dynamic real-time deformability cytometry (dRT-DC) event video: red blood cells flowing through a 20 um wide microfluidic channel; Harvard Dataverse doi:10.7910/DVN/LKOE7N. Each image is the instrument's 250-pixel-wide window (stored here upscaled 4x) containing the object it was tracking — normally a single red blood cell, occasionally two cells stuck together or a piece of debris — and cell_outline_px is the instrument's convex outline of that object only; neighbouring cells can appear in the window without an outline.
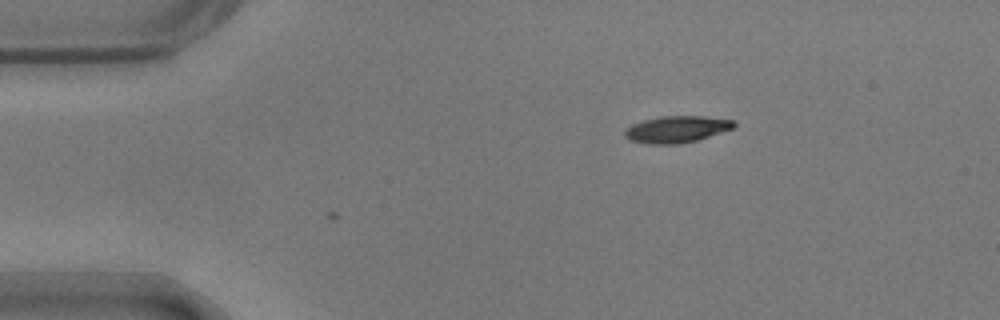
{"species": "common noctule bat (a hibernating species)", "species_latin": "Nyctalus noctula", "temperature_condition": "warm", "stored_images_in_passage": 2, "camera_frame_rate_fps": 3000, "um_per_image_px": 0.085, "animal": {"sex": "male", "body_mass_g": 17.9}, "frame": {"image": 1, "passage_image": 2, "time_ms": 0.333, "image_size_px": [1000, 320], "cell_outline_px": [[736, 124], [732, 128], [696, 140], [680, 144], [648, 144], [628, 140], [624, 136], [624, 128], [632, 124], [644, 120], [660, 116], [704, 116], [732, 120]], "centroid_in_image_um": [57.43, 10.99], "position_along_channel_um": 27.6, "area_um2": 16.94}}